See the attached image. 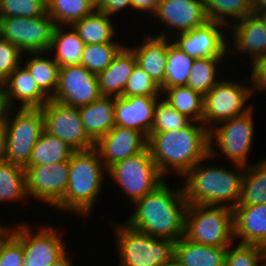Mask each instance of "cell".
Segmentation results:
<instances>
[{"mask_svg":"<svg viewBox=\"0 0 266 266\" xmlns=\"http://www.w3.org/2000/svg\"><path fill=\"white\" fill-rule=\"evenodd\" d=\"M101 97L96 74L88 71L81 64L60 67L53 100L69 106L81 107Z\"/></svg>","mask_w":266,"mask_h":266,"instance_id":"9a60e30c","label":"cell"},{"mask_svg":"<svg viewBox=\"0 0 266 266\" xmlns=\"http://www.w3.org/2000/svg\"><path fill=\"white\" fill-rule=\"evenodd\" d=\"M46 12V0H0V18H31L44 15Z\"/></svg>","mask_w":266,"mask_h":266,"instance_id":"60d3db41","label":"cell"},{"mask_svg":"<svg viewBox=\"0 0 266 266\" xmlns=\"http://www.w3.org/2000/svg\"><path fill=\"white\" fill-rule=\"evenodd\" d=\"M117 225L119 266H162L174 259L175 241L152 237L126 223Z\"/></svg>","mask_w":266,"mask_h":266,"instance_id":"8992f818","label":"cell"},{"mask_svg":"<svg viewBox=\"0 0 266 266\" xmlns=\"http://www.w3.org/2000/svg\"><path fill=\"white\" fill-rule=\"evenodd\" d=\"M258 15L263 20V22L265 23V26H266V11L259 12Z\"/></svg>","mask_w":266,"mask_h":266,"instance_id":"11a10c76","label":"cell"},{"mask_svg":"<svg viewBox=\"0 0 266 266\" xmlns=\"http://www.w3.org/2000/svg\"><path fill=\"white\" fill-rule=\"evenodd\" d=\"M41 111L44 118V130L50 135L58 137L74 151L95 148V142L85 131L78 107L49 99Z\"/></svg>","mask_w":266,"mask_h":266,"instance_id":"30bf717a","label":"cell"},{"mask_svg":"<svg viewBox=\"0 0 266 266\" xmlns=\"http://www.w3.org/2000/svg\"><path fill=\"white\" fill-rule=\"evenodd\" d=\"M136 64L137 60L133 51L124 45L112 63L97 75L101 95L123 96L125 85Z\"/></svg>","mask_w":266,"mask_h":266,"instance_id":"cb8c5ba5","label":"cell"},{"mask_svg":"<svg viewBox=\"0 0 266 266\" xmlns=\"http://www.w3.org/2000/svg\"><path fill=\"white\" fill-rule=\"evenodd\" d=\"M70 28V31L63 32L61 25H55L48 50V52H55L54 60L60 67L81 64L85 44L74 28L72 26Z\"/></svg>","mask_w":266,"mask_h":266,"instance_id":"4316f807","label":"cell"},{"mask_svg":"<svg viewBox=\"0 0 266 266\" xmlns=\"http://www.w3.org/2000/svg\"><path fill=\"white\" fill-rule=\"evenodd\" d=\"M78 109L85 131L95 143L115 126V97L102 96Z\"/></svg>","mask_w":266,"mask_h":266,"instance_id":"d4e9b609","label":"cell"},{"mask_svg":"<svg viewBox=\"0 0 266 266\" xmlns=\"http://www.w3.org/2000/svg\"><path fill=\"white\" fill-rule=\"evenodd\" d=\"M28 54H31V58L26 61L25 67L34 78L38 88L49 99H52L58 85L60 66L54 59L45 58V52H43V57L41 52Z\"/></svg>","mask_w":266,"mask_h":266,"instance_id":"f546056e","label":"cell"},{"mask_svg":"<svg viewBox=\"0 0 266 266\" xmlns=\"http://www.w3.org/2000/svg\"><path fill=\"white\" fill-rule=\"evenodd\" d=\"M160 33L151 37L146 36L144 41L135 49L130 48L137 60V64L145 70L152 80L161 87L165 80L166 60L168 55V37Z\"/></svg>","mask_w":266,"mask_h":266,"instance_id":"603a6c76","label":"cell"},{"mask_svg":"<svg viewBox=\"0 0 266 266\" xmlns=\"http://www.w3.org/2000/svg\"><path fill=\"white\" fill-rule=\"evenodd\" d=\"M71 26L84 44L114 42L113 36L116 34V29L111 23L110 17L97 9Z\"/></svg>","mask_w":266,"mask_h":266,"instance_id":"83f0119b","label":"cell"},{"mask_svg":"<svg viewBox=\"0 0 266 266\" xmlns=\"http://www.w3.org/2000/svg\"><path fill=\"white\" fill-rule=\"evenodd\" d=\"M7 105L5 102L4 87L3 84H0V118H5Z\"/></svg>","mask_w":266,"mask_h":266,"instance_id":"f907efd6","label":"cell"},{"mask_svg":"<svg viewBox=\"0 0 266 266\" xmlns=\"http://www.w3.org/2000/svg\"><path fill=\"white\" fill-rule=\"evenodd\" d=\"M123 47L118 42L85 44L81 65L88 71L98 75L112 63L114 57Z\"/></svg>","mask_w":266,"mask_h":266,"instance_id":"8d00e7d4","label":"cell"},{"mask_svg":"<svg viewBox=\"0 0 266 266\" xmlns=\"http://www.w3.org/2000/svg\"><path fill=\"white\" fill-rule=\"evenodd\" d=\"M222 60L223 58L194 59L186 86H189L192 90H195L204 96L219 81L216 79V74L218 73L217 65Z\"/></svg>","mask_w":266,"mask_h":266,"instance_id":"74e56055","label":"cell"},{"mask_svg":"<svg viewBox=\"0 0 266 266\" xmlns=\"http://www.w3.org/2000/svg\"><path fill=\"white\" fill-rule=\"evenodd\" d=\"M222 28H229L219 22L208 20L205 24L177 35L174 43L193 59L197 58H223L229 53V42L226 32Z\"/></svg>","mask_w":266,"mask_h":266,"instance_id":"2e32d148","label":"cell"},{"mask_svg":"<svg viewBox=\"0 0 266 266\" xmlns=\"http://www.w3.org/2000/svg\"><path fill=\"white\" fill-rule=\"evenodd\" d=\"M107 172L123 194L135 203L153 191L166 178L157 169L149 148L112 165Z\"/></svg>","mask_w":266,"mask_h":266,"instance_id":"ba28073f","label":"cell"},{"mask_svg":"<svg viewBox=\"0 0 266 266\" xmlns=\"http://www.w3.org/2000/svg\"><path fill=\"white\" fill-rule=\"evenodd\" d=\"M234 23L228 27L233 32L228 37L233 36L234 50L248 53L252 63L266 57V26L260 16L251 13Z\"/></svg>","mask_w":266,"mask_h":266,"instance_id":"ffe728a7","label":"cell"},{"mask_svg":"<svg viewBox=\"0 0 266 266\" xmlns=\"http://www.w3.org/2000/svg\"><path fill=\"white\" fill-rule=\"evenodd\" d=\"M24 168L0 159V202L26 198ZM15 200V201H14Z\"/></svg>","mask_w":266,"mask_h":266,"instance_id":"d590c367","label":"cell"},{"mask_svg":"<svg viewBox=\"0 0 266 266\" xmlns=\"http://www.w3.org/2000/svg\"><path fill=\"white\" fill-rule=\"evenodd\" d=\"M7 108H15L14 100L21 102L19 108H42L49 98L38 88L28 69L19 65L3 83Z\"/></svg>","mask_w":266,"mask_h":266,"instance_id":"44dd1931","label":"cell"},{"mask_svg":"<svg viewBox=\"0 0 266 266\" xmlns=\"http://www.w3.org/2000/svg\"><path fill=\"white\" fill-rule=\"evenodd\" d=\"M251 81L252 84L251 90L252 94L255 93L256 90L265 91L266 90V57L259 59L252 63L251 65Z\"/></svg>","mask_w":266,"mask_h":266,"instance_id":"f6af8a7d","label":"cell"},{"mask_svg":"<svg viewBox=\"0 0 266 266\" xmlns=\"http://www.w3.org/2000/svg\"><path fill=\"white\" fill-rule=\"evenodd\" d=\"M202 162L199 161L184 175L186 181L182 188L187 204L225 206L233 209L240 199L246 166L234 164L238 169L236 173L220 166L206 167ZM229 201H232V204Z\"/></svg>","mask_w":266,"mask_h":266,"instance_id":"3957f363","label":"cell"},{"mask_svg":"<svg viewBox=\"0 0 266 266\" xmlns=\"http://www.w3.org/2000/svg\"><path fill=\"white\" fill-rule=\"evenodd\" d=\"M18 109L16 114H13L12 108L6 111L2 159L25 168L29 164L32 149L44 131V118L41 108Z\"/></svg>","mask_w":266,"mask_h":266,"instance_id":"52a82bcc","label":"cell"},{"mask_svg":"<svg viewBox=\"0 0 266 266\" xmlns=\"http://www.w3.org/2000/svg\"><path fill=\"white\" fill-rule=\"evenodd\" d=\"M25 189L28 198H35L56 207L64 197L69 180L68 161L48 165H27Z\"/></svg>","mask_w":266,"mask_h":266,"instance_id":"5bb4252c","label":"cell"},{"mask_svg":"<svg viewBox=\"0 0 266 266\" xmlns=\"http://www.w3.org/2000/svg\"><path fill=\"white\" fill-rule=\"evenodd\" d=\"M97 10L110 17L118 11L131 7V0H96Z\"/></svg>","mask_w":266,"mask_h":266,"instance_id":"bcb514c9","label":"cell"},{"mask_svg":"<svg viewBox=\"0 0 266 266\" xmlns=\"http://www.w3.org/2000/svg\"><path fill=\"white\" fill-rule=\"evenodd\" d=\"M160 100V101H159ZM154 109V122L151 132H167L186 127L192 120L172 108L159 98Z\"/></svg>","mask_w":266,"mask_h":266,"instance_id":"f35d334b","label":"cell"},{"mask_svg":"<svg viewBox=\"0 0 266 266\" xmlns=\"http://www.w3.org/2000/svg\"><path fill=\"white\" fill-rule=\"evenodd\" d=\"M134 204L135 212L125 221L133 229L175 242L184 236L188 204L182 187L173 191L164 180Z\"/></svg>","mask_w":266,"mask_h":266,"instance_id":"7a4b0ae2","label":"cell"},{"mask_svg":"<svg viewBox=\"0 0 266 266\" xmlns=\"http://www.w3.org/2000/svg\"><path fill=\"white\" fill-rule=\"evenodd\" d=\"M68 164L67 190L62 201L55 208L86 217L102 190L103 173L106 167L95 148L74 151Z\"/></svg>","mask_w":266,"mask_h":266,"instance_id":"277c9868","label":"cell"},{"mask_svg":"<svg viewBox=\"0 0 266 266\" xmlns=\"http://www.w3.org/2000/svg\"><path fill=\"white\" fill-rule=\"evenodd\" d=\"M251 4H252V13L254 14L266 11V0H251Z\"/></svg>","mask_w":266,"mask_h":266,"instance_id":"681fc988","label":"cell"},{"mask_svg":"<svg viewBox=\"0 0 266 266\" xmlns=\"http://www.w3.org/2000/svg\"><path fill=\"white\" fill-rule=\"evenodd\" d=\"M23 259L22 244L10 234L0 247V266H22Z\"/></svg>","mask_w":266,"mask_h":266,"instance_id":"ee69618b","label":"cell"},{"mask_svg":"<svg viewBox=\"0 0 266 266\" xmlns=\"http://www.w3.org/2000/svg\"><path fill=\"white\" fill-rule=\"evenodd\" d=\"M11 234V228L0 225V247L2 242Z\"/></svg>","mask_w":266,"mask_h":266,"instance_id":"f5cc1de1","label":"cell"},{"mask_svg":"<svg viewBox=\"0 0 266 266\" xmlns=\"http://www.w3.org/2000/svg\"><path fill=\"white\" fill-rule=\"evenodd\" d=\"M161 92L167 93V97H163V100L172 108L192 119V122H202L204 96L201 93L192 90L189 86L161 89Z\"/></svg>","mask_w":266,"mask_h":266,"instance_id":"f1b7e54d","label":"cell"},{"mask_svg":"<svg viewBox=\"0 0 266 266\" xmlns=\"http://www.w3.org/2000/svg\"><path fill=\"white\" fill-rule=\"evenodd\" d=\"M181 34L208 21L202 0H159L154 18ZM179 31V32H178Z\"/></svg>","mask_w":266,"mask_h":266,"instance_id":"ac0fdd59","label":"cell"},{"mask_svg":"<svg viewBox=\"0 0 266 266\" xmlns=\"http://www.w3.org/2000/svg\"><path fill=\"white\" fill-rule=\"evenodd\" d=\"M55 28L48 12L37 17L0 18V36L24 53H48Z\"/></svg>","mask_w":266,"mask_h":266,"instance_id":"9c48e42d","label":"cell"},{"mask_svg":"<svg viewBox=\"0 0 266 266\" xmlns=\"http://www.w3.org/2000/svg\"><path fill=\"white\" fill-rule=\"evenodd\" d=\"M266 204V159L247 165L237 206Z\"/></svg>","mask_w":266,"mask_h":266,"instance_id":"d6a6232c","label":"cell"},{"mask_svg":"<svg viewBox=\"0 0 266 266\" xmlns=\"http://www.w3.org/2000/svg\"><path fill=\"white\" fill-rule=\"evenodd\" d=\"M11 227V234L22 244L24 259L22 266H50L66 253V246L59 231L53 227H42L34 234L26 224ZM32 229V230H31Z\"/></svg>","mask_w":266,"mask_h":266,"instance_id":"4fadbf2b","label":"cell"},{"mask_svg":"<svg viewBox=\"0 0 266 266\" xmlns=\"http://www.w3.org/2000/svg\"><path fill=\"white\" fill-rule=\"evenodd\" d=\"M147 137L134 129L114 126L95 143L107 170L115 163L135 156L147 148Z\"/></svg>","mask_w":266,"mask_h":266,"instance_id":"e0dca14e","label":"cell"},{"mask_svg":"<svg viewBox=\"0 0 266 266\" xmlns=\"http://www.w3.org/2000/svg\"><path fill=\"white\" fill-rule=\"evenodd\" d=\"M47 12L55 25L71 26L97 9L96 0H46Z\"/></svg>","mask_w":266,"mask_h":266,"instance_id":"1f68e13d","label":"cell"},{"mask_svg":"<svg viewBox=\"0 0 266 266\" xmlns=\"http://www.w3.org/2000/svg\"><path fill=\"white\" fill-rule=\"evenodd\" d=\"M227 248L197 244L183 236L176 241L174 258L183 266H224Z\"/></svg>","mask_w":266,"mask_h":266,"instance_id":"484cf974","label":"cell"},{"mask_svg":"<svg viewBox=\"0 0 266 266\" xmlns=\"http://www.w3.org/2000/svg\"><path fill=\"white\" fill-rule=\"evenodd\" d=\"M162 266H183V265L180 264V263L174 258L171 262L165 263V264L162 265Z\"/></svg>","mask_w":266,"mask_h":266,"instance_id":"db71d44e","label":"cell"},{"mask_svg":"<svg viewBox=\"0 0 266 266\" xmlns=\"http://www.w3.org/2000/svg\"><path fill=\"white\" fill-rule=\"evenodd\" d=\"M194 59L183 52L173 41L168 42L165 80L160 89L186 86Z\"/></svg>","mask_w":266,"mask_h":266,"instance_id":"836d02e7","label":"cell"},{"mask_svg":"<svg viewBox=\"0 0 266 266\" xmlns=\"http://www.w3.org/2000/svg\"><path fill=\"white\" fill-rule=\"evenodd\" d=\"M227 248L224 266H262L266 248L257 244L240 243L234 248Z\"/></svg>","mask_w":266,"mask_h":266,"instance_id":"ab89813d","label":"cell"},{"mask_svg":"<svg viewBox=\"0 0 266 266\" xmlns=\"http://www.w3.org/2000/svg\"><path fill=\"white\" fill-rule=\"evenodd\" d=\"M252 116L251 109L247 113L217 123L216 127L210 126V144L216 140L215 144L218 145L219 151L227 159H230L232 164L248 165L246 159L250 148H252L255 131Z\"/></svg>","mask_w":266,"mask_h":266,"instance_id":"7c38bea8","label":"cell"},{"mask_svg":"<svg viewBox=\"0 0 266 266\" xmlns=\"http://www.w3.org/2000/svg\"><path fill=\"white\" fill-rule=\"evenodd\" d=\"M184 237L191 242L208 246L233 245V209L225 206L188 204Z\"/></svg>","mask_w":266,"mask_h":266,"instance_id":"5b68a950","label":"cell"},{"mask_svg":"<svg viewBox=\"0 0 266 266\" xmlns=\"http://www.w3.org/2000/svg\"><path fill=\"white\" fill-rule=\"evenodd\" d=\"M251 87L239 85L238 82L219 80L216 85L204 95L202 123L210 130L207 124L222 122L250 111L253 107L246 106Z\"/></svg>","mask_w":266,"mask_h":266,"instance_id":"8fae6325","label":"cell"},{"mask_svg":"<svg viewBox=\"0 0 266 266\" xmlns=\"http://www.w3.org/2000/svg\"><path fill=\"white\" fill-rule=\"evenodd\" d=\"M262 266H266V256H265V258H264V261H263V263H262Z\"/></svg>","mask_w":266,"mask_h":266,"instance_id":"9f6ffc18","label":"cell"},{"mask_svg":"<svg viewBox=\"0 0 266 266\" xmlns=\"http://www.w3.org/2000/svg\"><path fill=\"white\" fill-rule=\"evenodd\" d=\"M234 237L266 248V204L233 208Z\"/></svg>","mask_w":266,"mask_h":266,"instance_id":"7402d4cb","label":"cell"},{"mask_svg":"<svg viewBox=\"0 0 266 266\" xmlns=\"http://www.w3.org/2000/svg\"><path fill=\"white\" fill-rule=\"evenodd\" d=\"M159 93L161 94L160 87L136 64L125 85L123 96H159Z\"/></svg>","mask_w":266,"mask_h":266,"instance_id":"b9f144b4","label":"cell"},{"mask_svg":"<svg viewBox=\"0 0 266 266\" xmlns=\"http://www.w3.org/2000/svg\"><path fill=\"white\" fill-rule=\"evenodd\" d=\"M73 152L69 145L44 130L32 149L28 165H50L69 161Z\"/></svg>","mask_w":266,"mask_h":266,"instance_id":"4dcf8cb0","label":"cell"},{"mask_svg":"<svg viewBox=\"0 0 266 266\" xmlns=\"http://www.w3.org/2000/svg\"><path fill=\"white\" fill-rule=\"evenodd\" d=\"M22 54L17 46L0 36V84L20 65Z\"/></svg>","mask_w":266,"mask_h":266,"instance_id":"7bdbcfd3","label":"cell"},{"mask_svg":"<svg viewBox=\"0 0 266 266\" xmlns=\"http://www.w3.org/2000/svg\"><path fill=\"white\" fill-rule=\"evenodd\" d=\"M147 147L160 174L164 177L169 171L184 176L199 161L213 159L217 154L214 144H210L209 129L192 123L178 130L151 132Z\"/></svg>","mask_w":266,"mask_h":266,"instance_id":"6da1fadb","label":"cell"},{"mask_svg":"<svg viewBox=\"0 0 266 266\" xmlns=\"http://www.w3.org/2000/svg\"><path fill=\"white\" fill-rule=\"evenodd\" d=\"M159 0H131V9H136L143 12H152L154 15L157 10Z\"/></svg>","mask_w":266,"mask_h":266,"instance_id":"7dc6e473","label":"cell"},{"mask_svg":"<svg viewBox=\"0 0 266 266\" xmlns=\"http://www.w3.org/2000/svg\"><path fill=\"white\" fill-rule=\"evenodd\" d=\"M5 118H0V159L2 158L5 147Z\"/></svg>","mask_w":266,"mask_h":266,"instance_id":"c3c4849f","label":"cell"},{"mask_svg":"<svg viewBox=\"0 0 266 266\" xmlns=\"http://www.w3.org/2000/svg\"><path fill=\"white\" fill-rule=\"evenodd\" d=\"M67 252L59 258L55 263L51 264L50 266H72L71 259L66 255Z\"/></svg>","mask_w":266,"mask_h":266,"instance_id":"816d5d0a","label":"cell"},{"mask_svg":"<svg viewBox=\"0 0 266 266\" xmlns=\"http://www.w3.org/2000/svg\"><path fill=\"white\" fill-rule=\"evenodd\" d=\"M158 98L159 96L115 97V126L134 129L148 138Z\"/></svg>","mask_w":266,"mask_h":266,"instance_id":"d6986e66","label":"cell"},{"mask_svg":"<svg viewBox=\"0 0 266 266\" xmlns=\"http://www.w3.org/2000/svg\"><path fill=\"white\" fill-rule=\"evenodd\" d=\"M208 20L229 27L230 18L237 22L252 13L251 0H202ZM228 17V18H227ZM229 23V24H228Z\"/></svg>","mask_w":266,"mask_h":266,"instance_id":"e575fe53","label":"cell"}]
</instances>
